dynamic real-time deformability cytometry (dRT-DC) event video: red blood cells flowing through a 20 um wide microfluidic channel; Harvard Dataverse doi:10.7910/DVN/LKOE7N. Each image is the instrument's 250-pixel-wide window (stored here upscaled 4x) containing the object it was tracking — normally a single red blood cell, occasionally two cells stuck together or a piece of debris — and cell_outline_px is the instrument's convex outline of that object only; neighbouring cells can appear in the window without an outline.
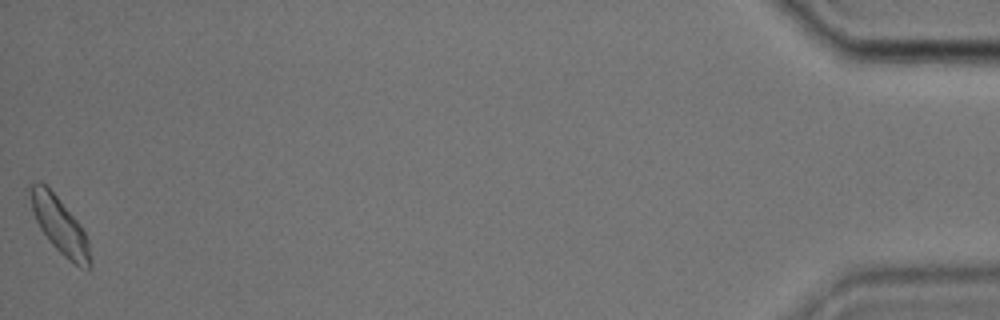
{"species": "common noctule bat (a hibernating species)", "species_latin": "Nyctalus noctula", "temperature_condition": "cold", "stored_images_in_passage": 40, "camera_frame_rate_fps": 3000, "um_per_image_px": 0.085, "animal": {"sex": "male", "body_mass_g": 17.9, "forearm_length_mm": 54.2}, "frame": {"image": 1, "passage_image": 40, "time_ms": 13.0, "image_size_px": [1000, 320], "cell_outline_px": [[92, 268], [80, 268], [68, 260], [52, 244], [40, 228], [36, 220], [24, 188], [28, 184], [36, 180], [40, 180], [56, 196], [80, 224], [88, 240], [92, 260]], "centroid_in_image_um": [5.02, 19.11], "position_along_channel_um": 430.2, "area_um2": 20.0}}